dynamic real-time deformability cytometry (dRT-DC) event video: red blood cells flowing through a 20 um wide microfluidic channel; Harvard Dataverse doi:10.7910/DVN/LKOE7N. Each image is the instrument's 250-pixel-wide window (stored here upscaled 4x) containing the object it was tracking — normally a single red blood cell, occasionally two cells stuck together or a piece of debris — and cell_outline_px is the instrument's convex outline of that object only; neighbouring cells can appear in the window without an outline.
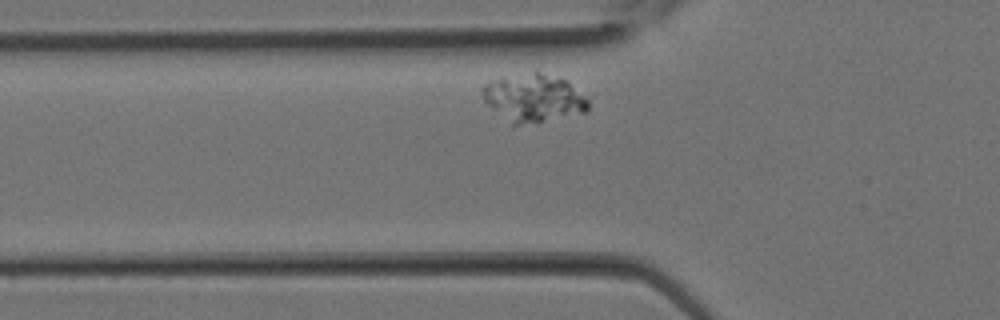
{"species": "Egyptian fruit bat (a non-hibernating species)", "species_latin": "Rousettus aegyptiacus", "temperature_condition": "room temperature", "stored_images_in_passage": 22, "camera_frame_rate_fps": 3000, "um_per_image_px": 0.085, "animal": {"sex": "female"}, "frame": {"image": 1, "passage_image": 2, "time_ms": 0.333, "image_size_px": [1000, 320], "cell_outline_px": [[588, 108], [584, 112], [536, 124], [512, 128], [484, 100], [480, 92], [480, 88], [488, 80], [500, 76], [536, 68], [568, 80], [588, 100]], "centroid_in_image_um": [45.28, 8.3], "position_along_channel_um": 80.5, "area_um2": 31.33}}
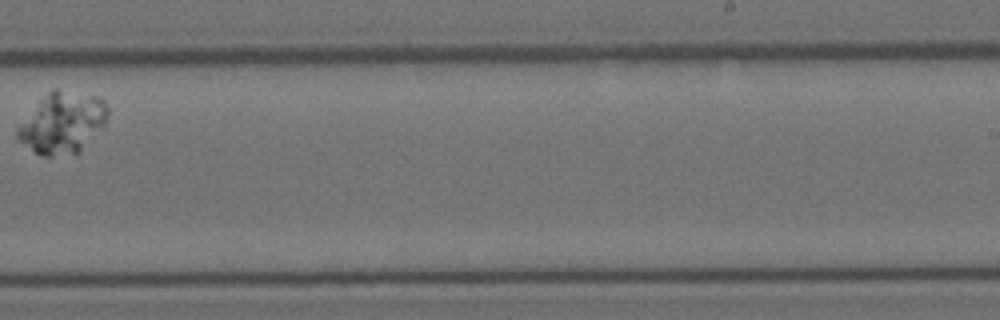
{"frame": {"image": 2, "passage_image": 12, "time_ms": 3.667, "image_size_px": [1000, 320], "cell_outline_px": [[108, 116], [104, 124], [76, 152], [52, 156], [40, 156], [16, 140], [16, 128], [40, 100], [52, 88], [56, 88], [96, 96], [104, 100], [108, 108]], "centroid_in_image_um": [5.26, 10.42], "position_along_channel_um": 283.7, "area_um2": 31.56}}
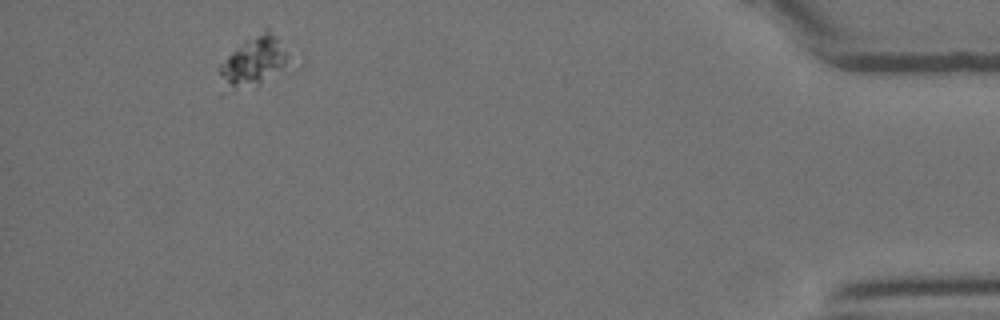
{"frame": {"image": 3, "passage_image": 21, "time_ms": 6.667, "image_size_px": [1000, 320], "cell_outline_px": [[304, 64], [256, 88], [220, 96], [216, 96], [216, 68], [244, 40], [268, 24], [304, 52]], "centroid_in_image_um": [21.89, 5.27], "position_along_channel_um": 413.3, "area_um2": 26.7}}